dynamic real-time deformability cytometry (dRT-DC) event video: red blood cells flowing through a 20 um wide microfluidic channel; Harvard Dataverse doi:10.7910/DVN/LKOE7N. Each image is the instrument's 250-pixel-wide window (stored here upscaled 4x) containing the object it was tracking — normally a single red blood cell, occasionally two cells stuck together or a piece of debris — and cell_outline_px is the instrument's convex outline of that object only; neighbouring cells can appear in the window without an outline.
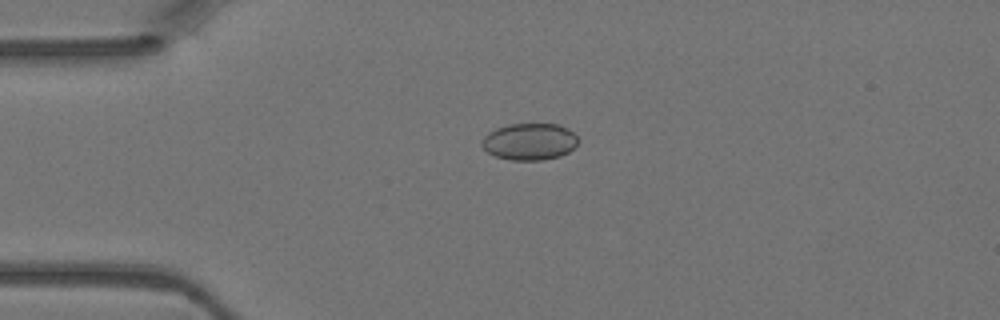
{"species": "Egyptian fruit bat (a non-hibernating species)", "species_latin": "Rousettus aegyptiacus", "temperature_condition": "warm", "stored_images_in_passage": 3, "camera_frame_rate_fps": 3000, "um_per_image_px": 0.085, "animal": {"sex": "female"}, "frame": {"image": 1, "passage_image": 3, "time_ms": 0.667, "image_size_px": [1000, 320], "cell_outline_px": [[580, 140], [568, 152], [560, 156], [544, 160], [512, 160], [496, 156], [488, 152], [480, 144], [484, 136], [488, 132], [496, 128], [508, 124], [560, 124], [568, 128]], "centroid_in_image_um": [45.01, 12.03], "position_along_channel_um": 40.0, "area_um2": 20.69}}